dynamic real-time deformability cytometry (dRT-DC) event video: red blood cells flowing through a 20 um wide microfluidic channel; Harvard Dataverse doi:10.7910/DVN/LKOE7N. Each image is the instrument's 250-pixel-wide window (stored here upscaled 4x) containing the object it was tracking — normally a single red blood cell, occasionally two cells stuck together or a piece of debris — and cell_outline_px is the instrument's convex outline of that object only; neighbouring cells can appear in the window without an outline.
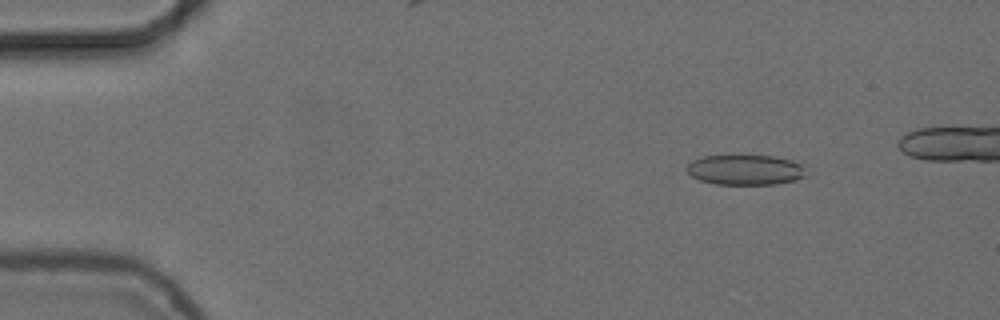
{"species": "common noctule bat (a hibernating species)", "species_latin": "Nyctalus noctula", "temperature_condition": "cold", "stored_images_in_passage": 44, "camera_frame_rate_fps": 3000, "um_per_image_px": 0.085, "animal": {"sex": "female", "body_mass_g": 24.6, "forearm_length_mm": 56.2}, "frame": {"image": 1, "passage_image": 1, "time_ms": 0.0, "image_size_px": [1000, 320], "cell_outline_px": [[804, 176], [796, 180], [776, 184], [716, 184], [700, 180], [692, 176], [684, 168], [692, 160], [704, 156], [772, 156], [792, 160], [800, 164]], "centroid_in_image_um": [63.29, 14.44], "position_along_channel_um": 21.7, "area_um2": 20.69}}
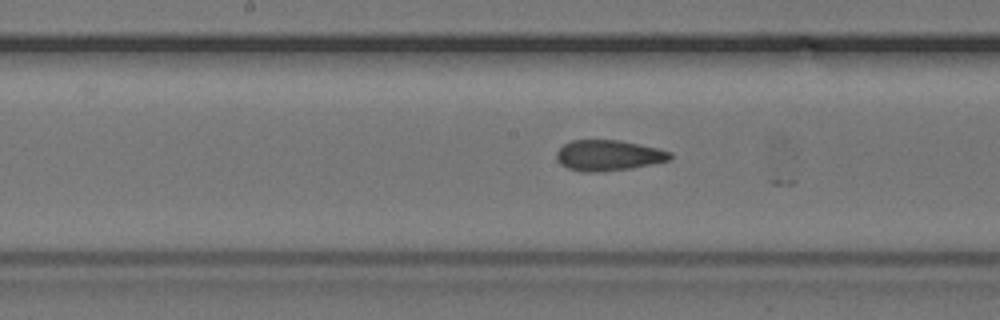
{"frame": {"image": 2, "passage_image": 22, "time_ms": 7.0, "image_size_px": [1000, 320], "cell_outline_px": [[672, 156], [668, 160], [652, 164], [632, 168], [600, 172], [580, 172], [568, 168], [560, 164], [556, 160], [556, 152], [564, 144], [572, 140], [620, 140], [656, 148], [672, 152]], "centroid_in_image_um": [51.68, 13.21], "position_along_channel_um": 196.5, "area_um2": 20.35}}
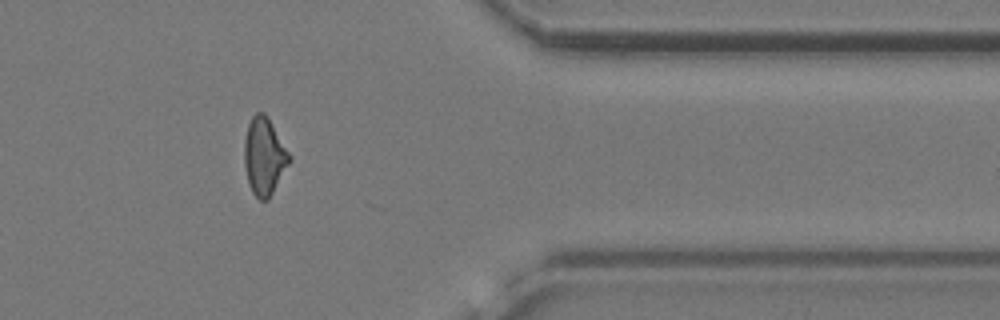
{"frame": {"image": 3, "passage_image": 39, "time_ms": 12.667, "image_size_px": [1000, 320], "cell_outline_px": [[292, 160], [268, 200], [260, 200], [252, 192], [248, 184], [244, 164], [244, 140], [248, 124], [252, 116], [256, 112], [264, 112], [268, 116], [292, 156]], "centroid_in_image_um": [22.47, 13.27], "position_along_channel_um": 388.9, "area_um2": 20.63}, "authors_computed_cell_mechanics": {"area_um2": 20.6057, "velocity_mm_per_s": 3.7184, "shape_relaxation_time_tau1_ms": null, "shape_relaxation_time_tau2_ms": 2.5323, "deformation_change_tau1": null, "deformation_change_tau2": 0.0888}}